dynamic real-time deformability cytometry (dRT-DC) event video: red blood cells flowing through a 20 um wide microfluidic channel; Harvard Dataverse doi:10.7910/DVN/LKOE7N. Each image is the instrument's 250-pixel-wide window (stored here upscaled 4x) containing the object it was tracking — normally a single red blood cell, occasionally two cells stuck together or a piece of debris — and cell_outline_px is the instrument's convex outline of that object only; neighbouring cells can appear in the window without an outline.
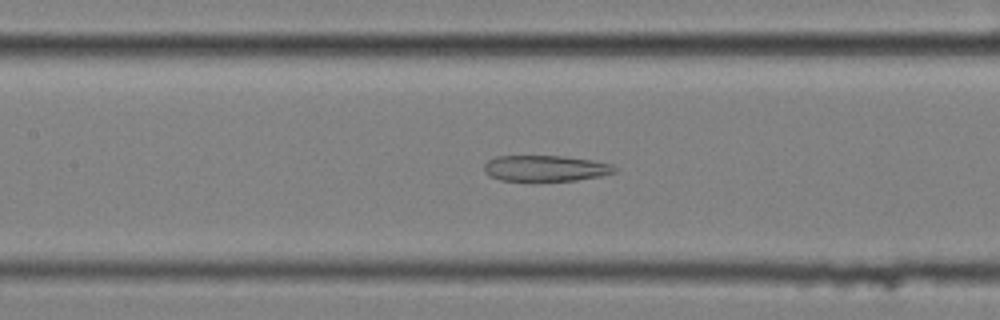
{"species": "common noctule bat (a hibernating species)", "species_latin": "Nyctalus noctula", "temperature_condition": "cold", "stored_images_in_passage": 57, "camera_frame_rate_fps": 3000, "um_per_image_px": 0.085, "animal": {"sex": "female", "body_mass_g": 25.1}, "frame": {"image": 1, "passage_image": 26, "time_ms": 8.333, "image_size_px": [1000, 320], "cell_outline_px": [[616, 172], [600, 176], [576, 180], [500, 180], [488, 176], [484, 172], [484, 164], [488, 160], [496, 156], [560, 156], [592, 160], [612, 164], [616, 168]], "centroid_in_image_um": [46.34, 14.3], "position_along_channel_um": 161.1, "area_um2": 19.59}}
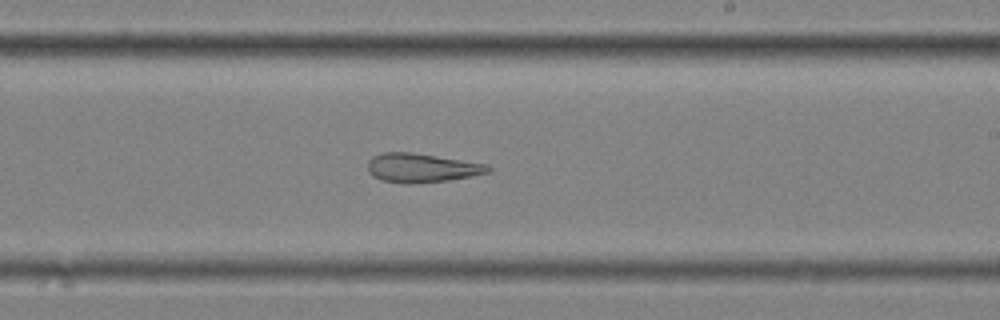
{"frame": {"image": 2, "passage_image": 34, "time_ms": 11.0, "image_size_px": [1000, 320], "cell_outline_px": [[492, 172], [472, 176], [448, 180], [408, 184], [404, 184], [380, 180], [372, 176], [368, 172], [368, 160], [372, 156], [384, 152], [408, 152], [436, 156], [488, 164], [492, 168]], "centroid_in_image_um": [35.83, 14.28], "position_along_channel_um": 253.2, "area_um2": 20.46}}
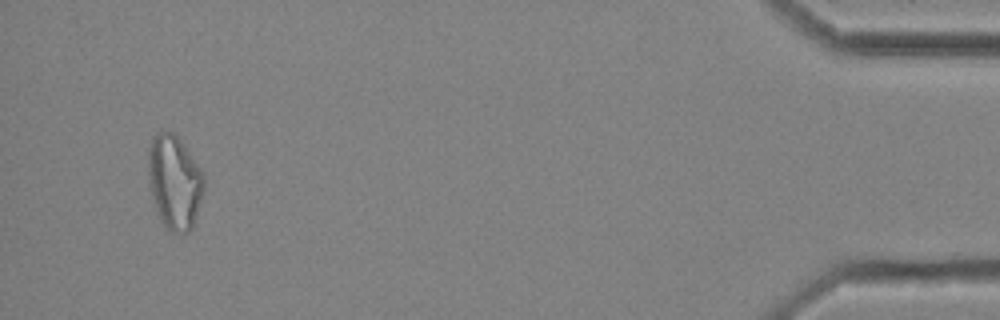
{"frame": {"image": 3, "passage_image": 55, "time_ms": 18.0, "image_size_px": [1000, 320], "cell_outline_px": [[204, 192], [192, 228], [188, 232], [168, 232], [160, 220], [152, 196], [148, 180], [148, 148], [152, 136], [160, 132], [172, 132], [180, 140], [200, 168], [204, 176]], "centroid_in_image_um": [14.82, 15.49], "position_along_channel_um": 420.4, "area_um2": 30.52}, "authors_computed_cell_mechanics": {"area_um2": 26.7036, "velocity_mm_per_s": 3.4678, "shape_relaxation_time_tau1_ms": null, "shape_relaxation_time_tau2_ms": 7.3509, "deformation_change_tau1": null, "deformation_change_tau2": 0.196}}